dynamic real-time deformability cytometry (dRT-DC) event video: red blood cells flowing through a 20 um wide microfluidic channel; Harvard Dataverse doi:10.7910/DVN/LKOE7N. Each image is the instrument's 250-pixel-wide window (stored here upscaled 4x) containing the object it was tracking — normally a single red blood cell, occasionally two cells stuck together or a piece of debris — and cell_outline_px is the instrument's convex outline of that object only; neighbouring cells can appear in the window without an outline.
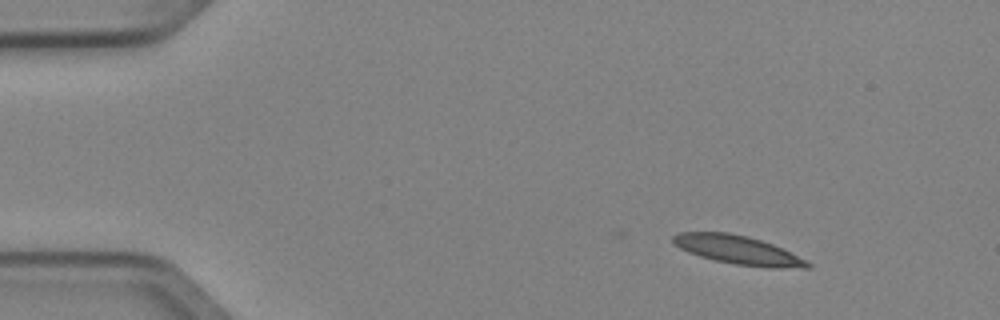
{"species": "Egyptian fruit bat (a non-hibernating species)", "species_latin": "Rousettus aegyptiacus", "temperature_condition": "cold", "stored_images_in_passage": 3, "camera_frame_rate_fps": 3000, "um_per_image_px": 0.085, "animal": {"sex": "female"}, "frame": {"image": 1, "passage_image": 1, "time_ms": 0.0, "image_size_px": [1000, 320], "cell_outline_px": [[812, 268], [768, 268], [736, 264], [716, 260], [700, 256], [688, 252], [680, 248], [672, 240], [672, 236], [680, 232], [728, 232], [748, 236], [772, 244], [808, 260], [812, 264]], "centroid_in_image_um": [62.78, 21.25], "position_along_channel_um": 22.2, "area_um2": 22.43}}